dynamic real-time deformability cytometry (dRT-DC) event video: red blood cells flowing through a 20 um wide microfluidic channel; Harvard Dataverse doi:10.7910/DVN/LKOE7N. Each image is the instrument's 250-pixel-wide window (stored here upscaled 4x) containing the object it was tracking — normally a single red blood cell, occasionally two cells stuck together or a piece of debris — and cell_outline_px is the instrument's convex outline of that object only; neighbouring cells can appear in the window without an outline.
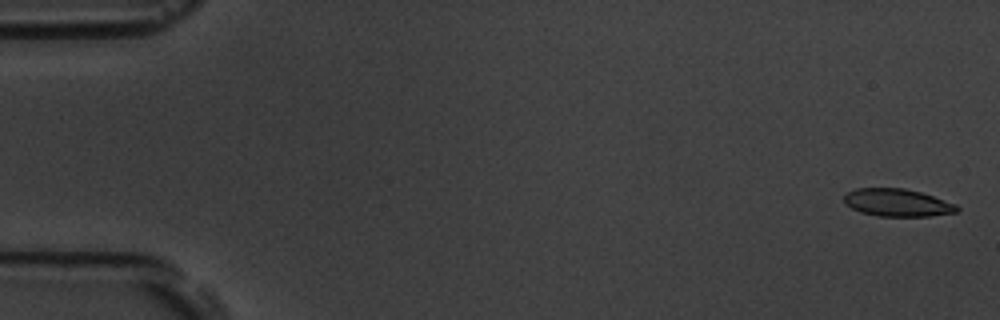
{"species": "common noctule bat (a hibernating species)", "species_latin": "Nyctalus noctula", "temperature_condition": "room temperature", "stored_images_in_passage": 50, "camera_frame_rate_fps": 3000, "um_per_image_px": 0.085, "animal": {"sex": "male", "body_mass_g": 19.5, "forearm_length_mm": 54.6}, "frame": {"image": 1, "passage_image": 2, "time_ms": 0.333, "image_size_px": [1000, 320], "cell_outline_px": [[960, 208], [956, 212], [928, 216], [876, 216], [860, 212], [844, 204], [844, 196], [848, 192], [856, 188], [904, 188], [920, 192], [956, 204]], "centroid_in_image_um": [76.24, 17.23], "position_along_channel_um": 8.8, "area_um2": 18.09}}
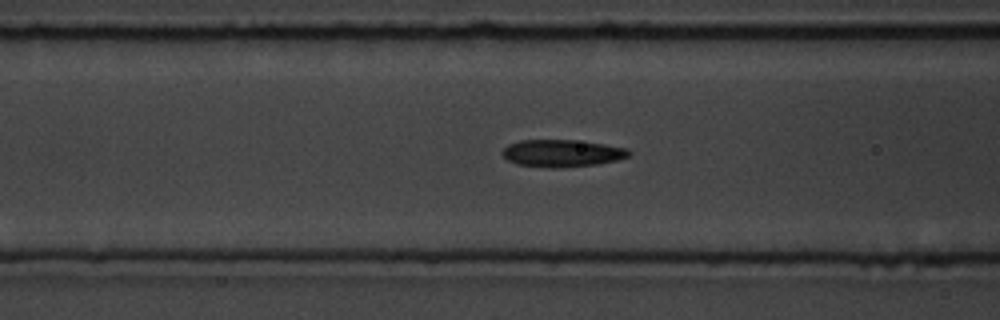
{"frame": {"image": 2, "passage_image": 22, "time_ms": 7.0, "image_size_px": [1000, 320], "cell_outline_px": [[632, 152], [628, 156], [616, 160], [596, 164], [560, 168], [548, 168], [516, 164], [508, 160], [500, 152], [508, 144], [520, 140], [572, 140], [604, 144], [628, 148]], "centroid_in_image_um": [47.75, 13.03], "position_along_channel_um": 118.9, "area_um2": 20.11}}
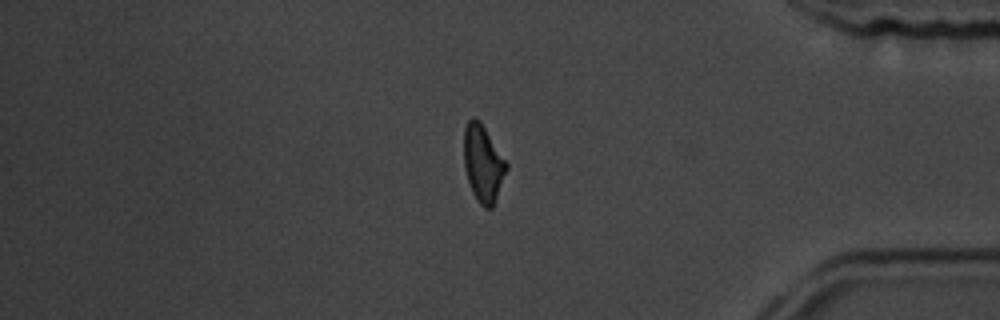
{"frame": {"image": 3, "passage_image": 46, "time_ms": 15.0, "image_size_px": [1000, 320], "cell_outline_px": [[508, 168], [492, 208], [484, 208], [476, 200], [472, 192], [464, 168], [464, 128], [468, 120], [472, 116], [476, 116], [480, 120], [508, 164]], "centroid_in_image_um": [41.05, 13.87], "position_along_channel_um": 394.2, "area_um2": 19.13}}